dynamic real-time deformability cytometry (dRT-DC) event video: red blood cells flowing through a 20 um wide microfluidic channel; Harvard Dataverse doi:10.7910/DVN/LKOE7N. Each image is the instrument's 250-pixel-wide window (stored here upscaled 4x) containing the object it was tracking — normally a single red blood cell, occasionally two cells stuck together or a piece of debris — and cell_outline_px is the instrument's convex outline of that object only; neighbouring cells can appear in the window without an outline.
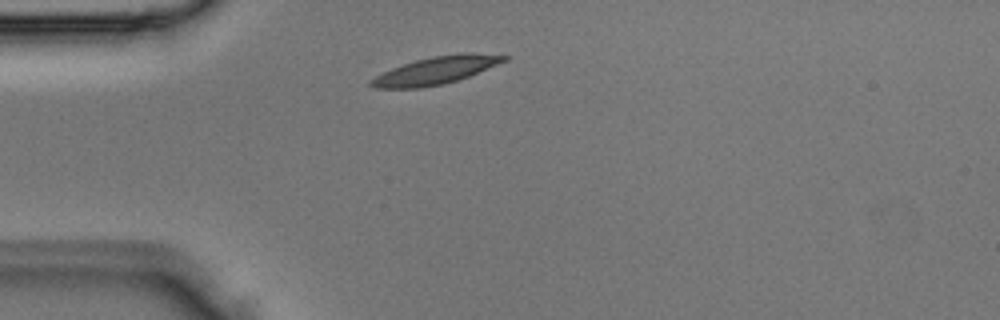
{"species": "Egyptian fruit bat (a non-hibernating species)", "species_latin": "Rousettus aegyptiacus", "temperature_condition": "room temperature", "stored_images_in_passage": 1, "camera_frame_rate_fps": 3000, "um_per_image_px": 0.085, "animal": {"sex": "male"}, "frame": {"image": 1, "passage_image": 1, "time_ms": 0.0, "image_size_px": [1000, 320], "cell_outline_px": [[508, 60], [468, 76], [444, 84], [420, 88], [376, 88], [368, 84], [368, 80], [392, 68], [416, 60], [432, 56], [464, 52], [508, 56]], "centroid_in_image_um": [37.02, 5.99], "position_along_channel_um": 48.0, "area_um2": 21.1}}